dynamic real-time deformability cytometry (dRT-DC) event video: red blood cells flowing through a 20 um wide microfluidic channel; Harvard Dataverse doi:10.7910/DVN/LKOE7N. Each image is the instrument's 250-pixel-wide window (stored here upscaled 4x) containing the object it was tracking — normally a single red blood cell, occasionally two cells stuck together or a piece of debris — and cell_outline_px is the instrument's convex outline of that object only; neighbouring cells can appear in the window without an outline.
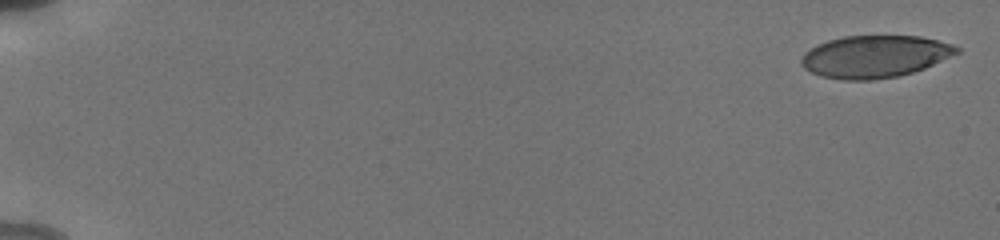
{"species": "human", "species_latin": "Homo sapiens", "temperature_condition": "cold", "stored_images_in_passage": 29, "camera_frame_rate_fps": 3000, "um_per_image_px": 0.085, "donor": {"sex": "male"}, "frame": {"image": 1, "passage_image": 1, "time_ms": 0.0, "image_size_px": [1000, 240], "cell_outline_px": [[960, 52], [924, 68], [912, 72], [896, 76], [872, 80], [844, 80], [820, 76], [804, 68], [800, 64], [800, 60], [804, 52], [816, 44], [828, 40], [844, 36], [920, 36], [952, 44], [960, 48]], "centroid_in_image_um": [74.32, 4.8], "position_along_channel_um": 10.7, "area_um2": 38.21}}
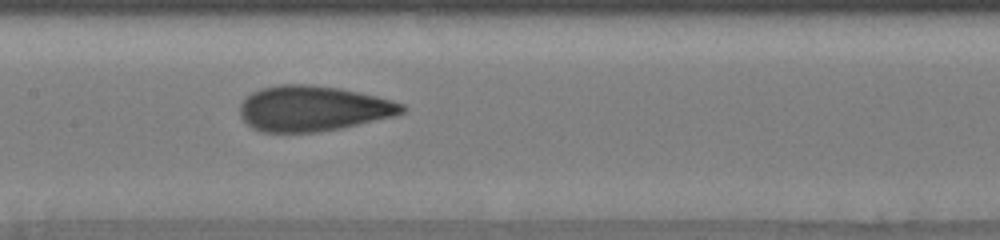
{"frame": {"image": 2, "passage_image": 18, "time_ms": 9.333, "image_size_px": [1000, 240], "cell_outline_px": [[408, 108], [404, 112], [396, 116], [340, 128], [316, 132], [264, 132], [252, 128], [240, 116], [240, 104], [252, 92], [260, 88], [280, 84], [304, 84], [340, 88], [376, 96], [392, 100], [404, 104]], "centroid_in_image_um": [26.62, 9.22], "position_along_channel_um": 180.8, "area_um2": 42.89}}
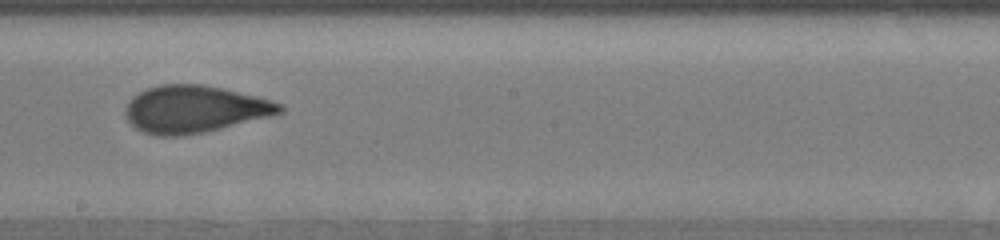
{"frame": {"image": 3, "passage_image": 20, "time_ms": 10.667, "image_size_px": [1000, 240], "cell_outline_px": [[284, 112], [272, 116], [204, 132], [180, 136], [156, 136], [144, 132], [136, 128], [128, 120], [124, 112], [132, 96], [148, 88], [160, 84], [204, 84], [224, 88], [272, 100], [284, 104]], "centroid_in_image_um": [16.57, 9.27], "position_along_channel_um": 231.6, "area_um2": 42.6}, "authors_computed_cell_mechanics": {"area_um2": 41.038, "velocity_mm_per_s": 3.8469, "shape_relaxation_time_tau1_ms": 3.3742, "shape_relaxation_time_tau2_ms": 0.863, "deformation_change_tau1": 0.1398, "deformation_change_tau2": 0.0497}}